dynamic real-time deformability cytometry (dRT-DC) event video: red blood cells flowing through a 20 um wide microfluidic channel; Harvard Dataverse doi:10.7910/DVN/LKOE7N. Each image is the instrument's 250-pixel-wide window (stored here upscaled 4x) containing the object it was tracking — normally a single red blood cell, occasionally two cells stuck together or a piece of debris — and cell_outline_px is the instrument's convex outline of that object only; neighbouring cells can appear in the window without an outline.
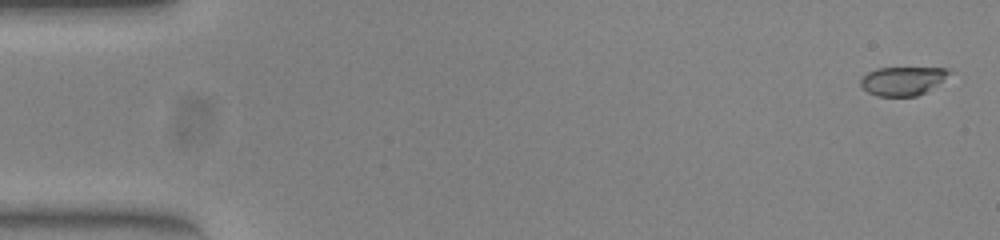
{"species": "common noctule bat (a hibernating species)", "species_latin": "Nyctalus noctula", "temperature_condition": "warm", "stored_images_in_passage": 53, "camera_frame_rate_fps": 3000, "um_per_image_px": 0.085, "animal": {"sex": "female", "body_mass_g": 23.0, "forearm_length_mm": 53.4}, "frame": {"image": 1, "passage_image": 2, "time_ms": 0.333, "image_size_px": [1000, 240], "cell_outline_px": [[952, 72], [924, 92], [916, 96], [876, 96], [868, 92], [860, 84], [860, 80], [868, 72], [876, 68], [948, 68]], "centroid_in_image_um": [76.68, 6.87], "position_along_channel_um": 8.3, "area_um2": 14.45}}
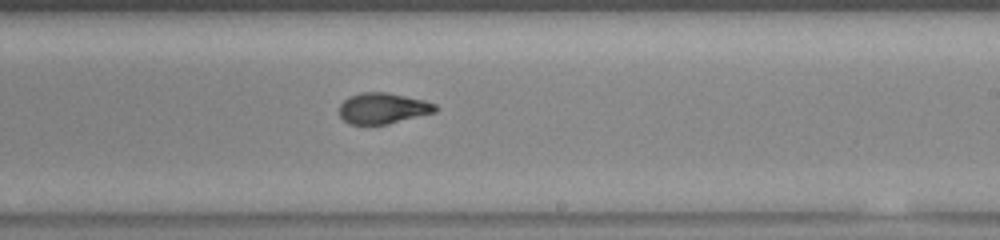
{"frame": {"image": 2, "passage_image": 32, "time_ms": 10.333, "image_size_px": [1000, 240], "cell_outline_px": [[440, 108], [436, 112], [388, 124], [348, 124], [340, 116], [340, 104], [348, 96], [360, 92], [388, 92], [424, 100], [436, 104]], "centroid_in_image_um": [32.56, 9.2], "position_along_channel_um": 256.4, "area_um2": 17.46}}
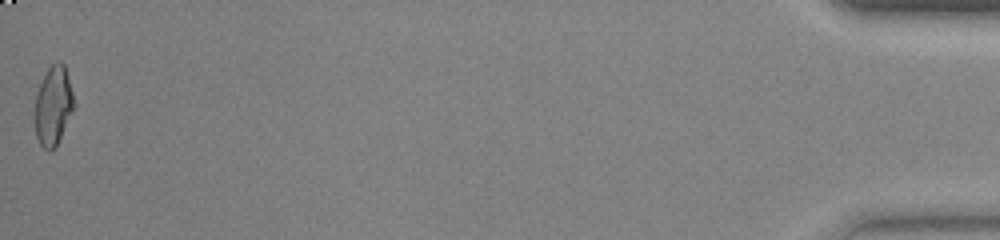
{"frame": {"image": 3, "passage_image": 53, "time_ms": 17.333, "image_size_px": [1000, 240], "cell_outline_px": [[72, 112], [56, 144], [48, 152], [40, 144], [36, 136], [36, 96], [40, 84], [48, 68], [56, 60], [60, 60], [64, 64], [72, 92]], "centroid_in_image_um": [4.51, 8.95], "position_along_channel_um": 430.7, "area_um2": 17.22}, "authors_computed_cell_mechanics": {"area_um2": 17.7446, "velocity_mm_per_s": 3.935, "shape_relaxation_time_tau1_ms": 11.3159, "shape_relaxation_time_tau2_ms": 1.4399, "deformation_change_tau1": 0.3679, "deformation_change_tau2": 0.0739}}